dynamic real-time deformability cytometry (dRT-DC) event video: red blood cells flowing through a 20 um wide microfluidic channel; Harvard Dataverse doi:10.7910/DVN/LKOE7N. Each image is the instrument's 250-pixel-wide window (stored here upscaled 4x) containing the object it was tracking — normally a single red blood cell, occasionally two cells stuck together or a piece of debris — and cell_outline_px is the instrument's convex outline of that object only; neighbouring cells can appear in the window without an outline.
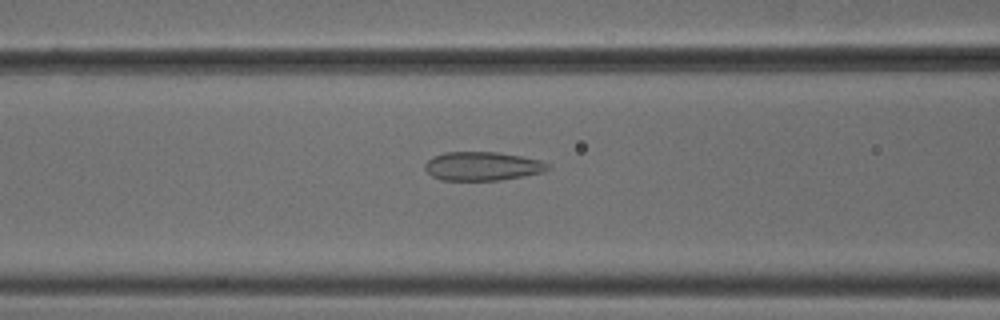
{"species": "common noctule bat (a hibernating species)", "species_latin": "Nyctalus noctula", "temperature_condition": "cold", "stored_images_in_passage": 51, "camera_frame_rate_fps": 3000, "um_per_image_px": 0.085, "animal": {"sex": "male", "body_mass_g": 18.8}, "frame": {"image": 1, "passage_image": 21, "time_ms": 6.667, "image_size_px": [1000, 320], "cell_outline_px": [[548, 168], [544, 172], [524, 176], [500, 180], [440, 180], [432, 176], [424, 168], [424, 164], [432, 156], [444, 152], [496, 152], [520, 156], [540, 160], [548, 164]], "centroid_in_image_um": [40.97, 14.12], "position_along_channel_um": 125.6, "area_um2": 20.58}}
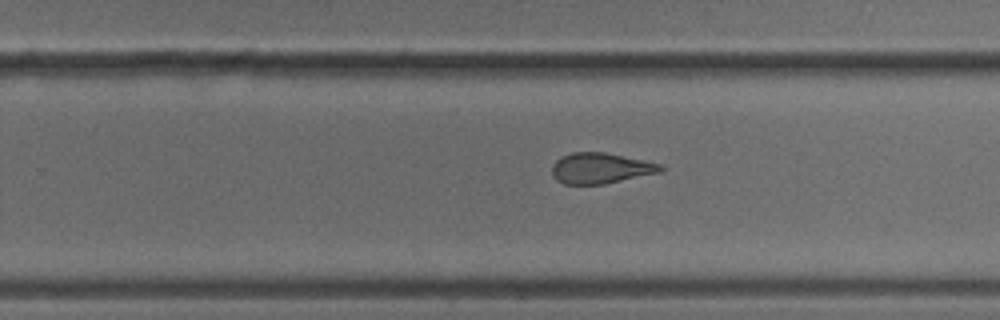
{"frame": {"image": 2, "passage_image": 33, "time_ms": 10.667, "image_size_px": [1000, 320], "cell_outline_px": [[664, 168], [660, 172], [604, 184], [564, 184], [556, 180], [552, 176], [552, 164], [556, 160], [572, 152], [604, 152], [644, 160], [660, 164]], "centroid_in_image_um": [51.02, 14.3], "position_along_channel_um": 278.8, "area_um2": 19.31}}
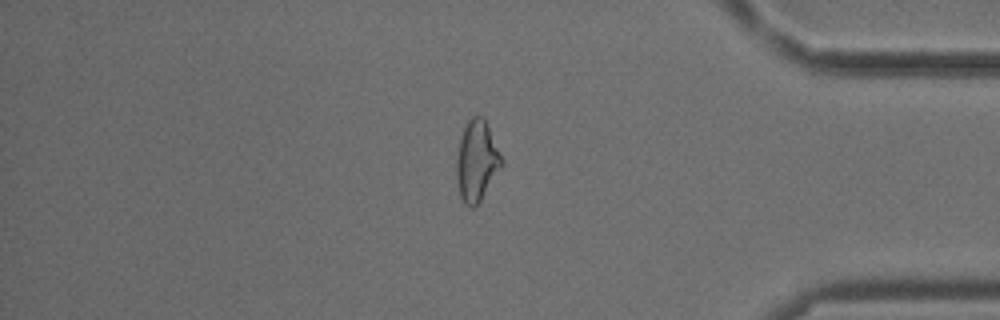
{"frame": {"image": 3, "passage_image": 44, "time_ms": 14.333, "image_size_px": [1000, 320], "cell_outline_px": [[504, 164], [480, 200], [472, 208], [464, 204], [460, 196], [456, 176], [456, 160], [460, 136], [468, 120], [472, 116], [480, 116], [484, 120], [504, 160]], "centroid_in_image_um": [40.51, 13.7], "position_along_channel_um": 394.7, "area_um2": 20.98}}